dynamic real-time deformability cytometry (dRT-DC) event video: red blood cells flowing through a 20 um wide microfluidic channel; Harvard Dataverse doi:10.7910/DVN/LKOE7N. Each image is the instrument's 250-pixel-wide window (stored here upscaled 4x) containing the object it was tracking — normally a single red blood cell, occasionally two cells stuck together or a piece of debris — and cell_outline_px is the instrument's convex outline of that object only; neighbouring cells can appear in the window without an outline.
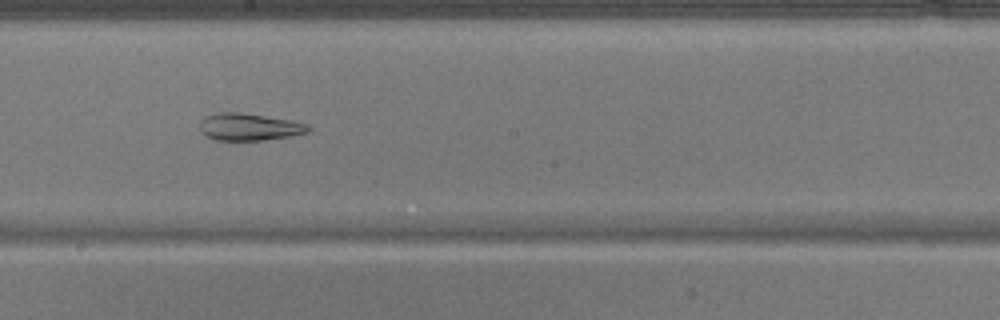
{"species": "common noctule bat (a hibernating species)", "species_latin": "Nyctalus noctula", "temperature_condition": "warm", "stored_images_in_passage": 50, "camera_frame_rate_fps": 3000, "um_per_image_px": 0.085, "animal": {"sex": "male", "body_mass_g": 17.9}, "frame": {"image": 1, "passage_image": 28, "time_ms": 9.0, "image_size_px": [1000, 320], "cell_outline_px": [[312, 128], [308, 132], [288, 136], [264, 140], [216, 140], [200, 132], [200, 120], [204, 116], [216, 112], [240, 112], [292, 120], [308, 124]], "centroid_in_image_um": [21.16, 10.77], "position_along_channel_um": 227.0, "area_um2": 17.28}}
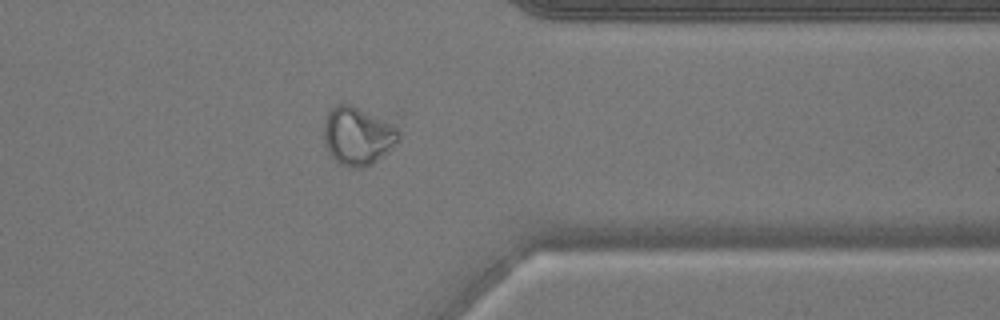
{"frame": {"image": 2, "passage_image": 40, "time_ms": 13.0, "image_size_px": [1000, 320], "cell_outline_px": [[400, 136], [388, 152], [372, 164], [364, 168], [348, 168], [340, 164], [328, 152], [324, 144], [324, 120], [328, 112], [336, 104], [348, 104], [392, 120], [400, 128]], "centroid_in_image_um": [30.44, 11.54], "position_along_channel_um": 381.0, "area_um2": 25.95}}
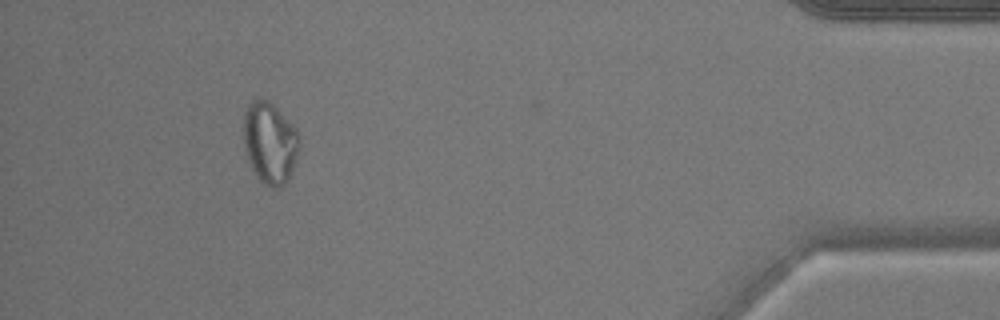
{"frame": {"image": 3, "passage_image": 46, "time_ms": 15.0, "image_size_px": [1000, 320], "cell_outline_px": [[300, 144], [296, 160], [284, 184], [276, 188], [272, 188], [264, 184], [256, 176], [248, 160], [244, 148], [244, 112], [248, 104], [252, 100], [268, 100], [296, 128], [300, 136]], "centroid_in_image_um": [22.93, 12.14], "position_along_channel_um": 412.3, "area_um2": 26.3}}